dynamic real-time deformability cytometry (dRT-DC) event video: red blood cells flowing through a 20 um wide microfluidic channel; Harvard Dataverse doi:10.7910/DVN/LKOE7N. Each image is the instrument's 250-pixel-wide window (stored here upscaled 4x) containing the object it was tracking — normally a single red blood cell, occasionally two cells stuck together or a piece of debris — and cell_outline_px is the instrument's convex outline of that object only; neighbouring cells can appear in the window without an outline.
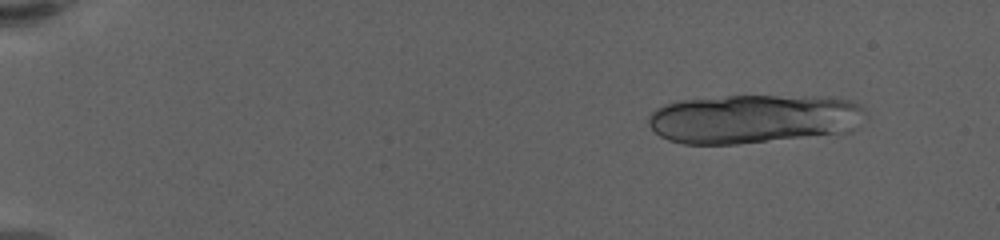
{"species": "human", "species_latin": "Homo sapiens", "temperature_condition": "warm", "stored_images_in_passage": 23, "camera_frame_rate_fps": 3000, "um_per_image_px": 0.085, "donor": {"sex": "female"}, "frame": {"image": 1, "passage_image": 7, "time_ms": 2.0, "image_size_px": [1000, 240], "cell_outline_px": [[864, 112], [852, 132], [736, 144], [684, 144], [668, 140], [660, 136], [648, 124], [648, 116], [656, 108], [664, 104], [680, 100], [728, 96], [812, 96], [852, 100], [860, 104]], "centroid_in_image_um": [64.02, 10.1], "position_along_channel_um": 21.0, "area_um2": 62.02}}